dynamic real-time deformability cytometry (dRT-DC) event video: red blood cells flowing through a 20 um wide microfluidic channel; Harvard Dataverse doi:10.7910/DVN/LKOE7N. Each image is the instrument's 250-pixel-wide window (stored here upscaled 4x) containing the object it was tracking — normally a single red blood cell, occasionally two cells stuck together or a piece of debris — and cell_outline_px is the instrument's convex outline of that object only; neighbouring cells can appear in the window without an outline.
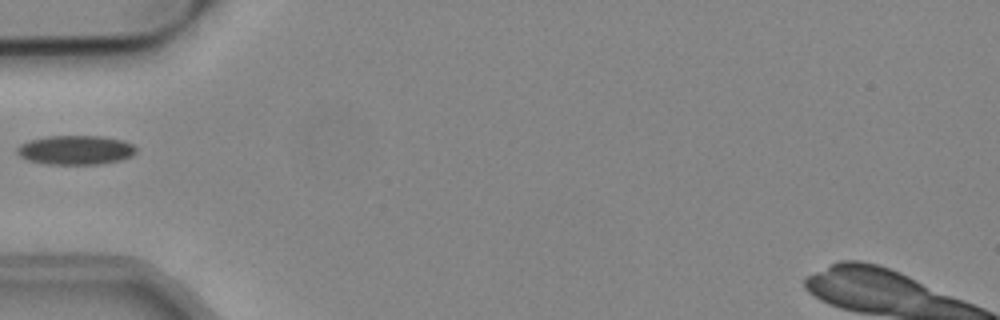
{"species": "common noctule bat (a hibernating species)", "species_latin": "Nyctalus noctula", "temperature_condition": "cold", "stored_images_in_passage": 30, "camera_frame_rate_fps": 3000, "um_per_image_px": 0.085, "animal": {"sex": "male", "body_mass_g": 19.2, "forearm_length_mm": 51.8}, "frame": {"image": 1, "passage_image": 1, "time_ms": 0.0, "image_size_px": [1000, 320], "cell_outline_px": [[136, 152], [132, 156], [120, 160], [100, 164], [44, 164], [28, 160], [20, 156], [16, 152], [16, 148], [20, 144], [28, 140], [48, 136], [100, 136], [124, 140], [132, 144], [136, 148]], "centroid_in_image_um": [6.41, 12.75], "position_along_channel_um": 78.6, "area_um2": 20.4}}
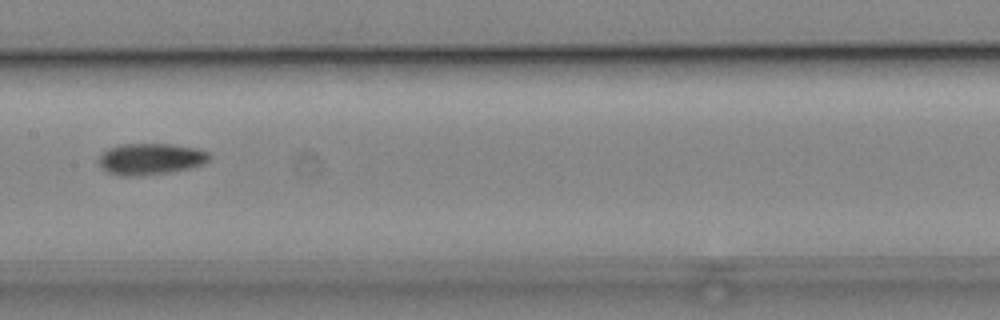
{"frame": {"image": 2, "passage_image": 10, "time_ms": 3.0, "image_size_px": [1000, 320], "cell_outline_px": [[212, 156], [204, 164], [188, 168], [168, 172], [140, 176], [120, 176], [108, 172], [100, 168], [96, 160], [108, 148], [120, 144], [172, 144], [196, 148], [208, 152]], "centroid_in_image_um": [12.76, 13.51], "position_along_channel_um": 194.6, "area_um2": 20.4}}
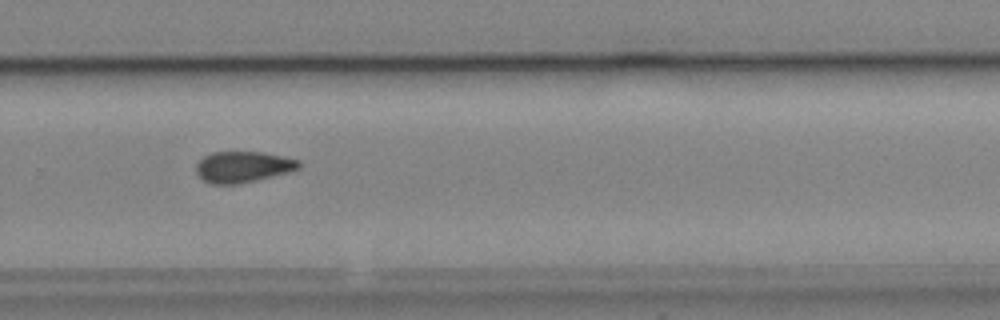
{"frame": {"image": 3, "passage_image": 19, "time_ms": 6.0, "image_size_px": [1000, 320], "cell_outline_px": [[300, 168], [288, 172], [256, 180], [236, 184], [212, 184], [204, 180], [196, 172], [196, 164], [204, 156], [212, 152], [264, 152], [300, 160]], "centroid_in_image_um": [20.65, 14.18], "position_along_channel_um": 309.1, "area_um2": 18.5}}